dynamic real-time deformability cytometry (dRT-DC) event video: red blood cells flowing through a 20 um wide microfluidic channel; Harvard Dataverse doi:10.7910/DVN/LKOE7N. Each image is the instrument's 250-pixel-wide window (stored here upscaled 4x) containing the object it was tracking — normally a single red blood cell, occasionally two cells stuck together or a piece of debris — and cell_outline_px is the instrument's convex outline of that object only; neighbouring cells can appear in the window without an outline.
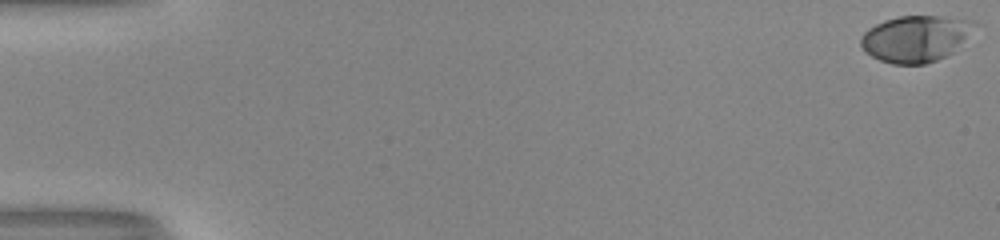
{"species": "human", "species_latin": "Homo sapiens", "temperature_condition": "room temperature", "stored_images_in_passage": 54, "camera_frame_rate_fps": 3000, "um_per_image_px": 0.085, "donor": {"sex": "male"}, "frame": {"image": 1, "passage_image": 1, "time_ms": 0.0, "image_size_px": [1000, 240], "cell_outline_px": [[976, 24], [952, 52], [936, 60], [924, 64], [892, 64], [880, 60], [872, 56], [860, 44], [860, 40], [864, 32], [868, 28], [884, 20], [900, 16], [940, 16], [972, 20]], "centroid_in_image_um": [77.78, 3.27], "position_along_channel_um": 7.2, "area_um2": 30.11}}
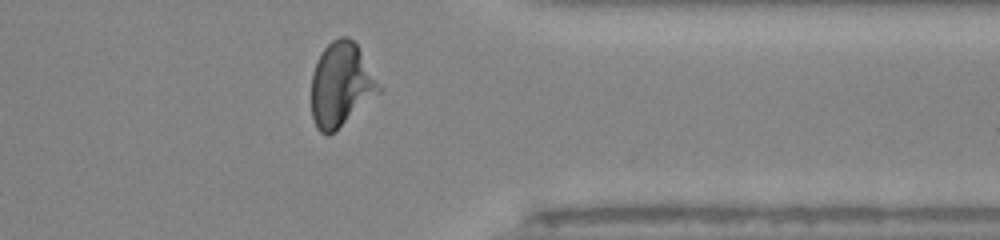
{"frame": {"image": 2, "passage_image": 44, "time_ms": 14.333, "image_size_px": [1000, 240], "cell_outline_px": [[384, 88], [380, 92], [328, 136], [320, 132], [316, 128], [312, 116], [312, 72], [316, 60], [320, 52], [332, 40], [340, 36], [348, 36], [356, 44]], "centroid_in_image_um": [28.98, 7.17], "position_along_channel_um": 382.4, "area_um2": 33.0}}
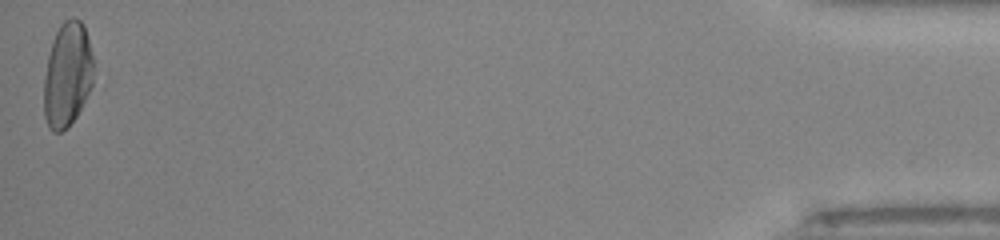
{"frame": {"image": 3, "passage_image": 54, "time_ms": 17.667, "image_size_px": [1000, 240], "cell_outline_px": [[92, 84], [76, 116], [60, 132], [52, 132], [48, 128], [44, 116], [44, 76], [48, 56], [52, 40], [60, 24], [64, 20], [72, 16], [80, 20], [84, 24], [92, 56]], "centroid_in_image_um": [5.7, 6.31], "position_along_channel_um": 429.5, "area_um2": 30.0}, "authors_computed_cell_mechanics": {"area_um2": 30.1427, "velocity_mm_per_s": 4.0154, "shape_relaxation_time_tau1_ms": 4.8927, "shape_relaxation_time_tau2_ms": null, "deformation_change_tau1": 0.2217, "deformation_change_tau2": null}}